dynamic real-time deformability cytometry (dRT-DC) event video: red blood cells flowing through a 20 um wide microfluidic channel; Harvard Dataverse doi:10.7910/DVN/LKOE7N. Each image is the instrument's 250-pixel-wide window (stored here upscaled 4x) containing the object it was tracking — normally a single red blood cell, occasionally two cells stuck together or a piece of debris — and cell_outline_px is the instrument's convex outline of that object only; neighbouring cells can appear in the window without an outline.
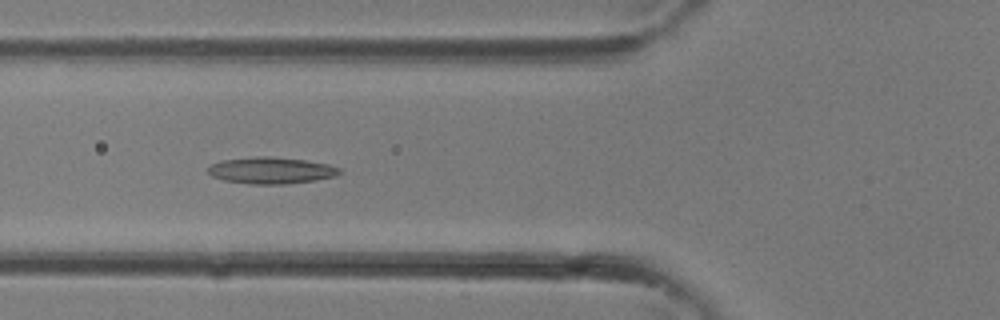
{"species": "common noctule bat (a hibernating species)", "species_latin": "Nyctalus noctula", "temperature_condition": "room temperature", "stored_images_in_passage": 25, "camera_frame_rate_fps": 3000, "um_per_image_px": 0.085, "animal": {"sex": "female"}, "frame": {"image": 1, "passage_image": 4, "time_ms": 1.0, "image_size_px": [1000, 320], "cell_outline_px": [[340, 172], [336, 176], [316, 180], [284, 184], [252, 184], [224, 180], [212, 176], [208, 172], [208, 168], [212, 164], [224, 160], [260, 156], [268, 156], [304, 160], [328, 164], [340, 168]], "centroid_in_image_um": [23.06, 14.49], "position_along_channel_um": 102.7, "area_um2": 20.11}}
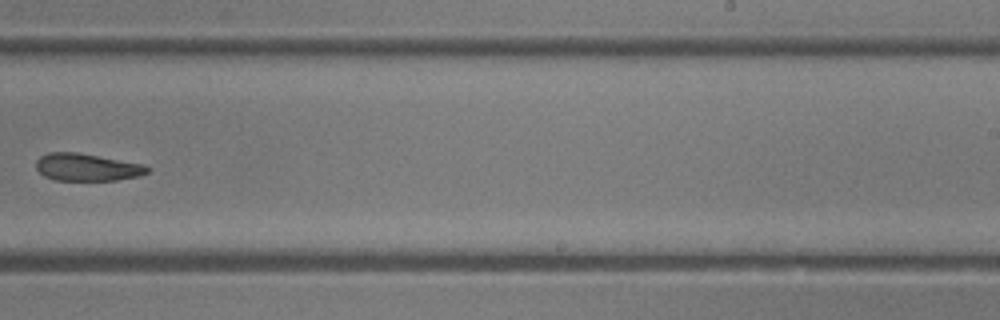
{"frame": {"image": 2, "passage_image": 13, "time_ms": 4.0, "image_size_px": [1000, 320], "cell_outline_px": [[152, 168], [148, 172], [140, 176], [116, 180], [52, 180], [44, 176], [36, 168], [36, 160], [40, 156], [48, 152], [76, 152], [144, 164]], "centroid_in_image_um": [7.4, 14.21], "position_along_channel_um": 281.6, "area_um2": 17.86}}
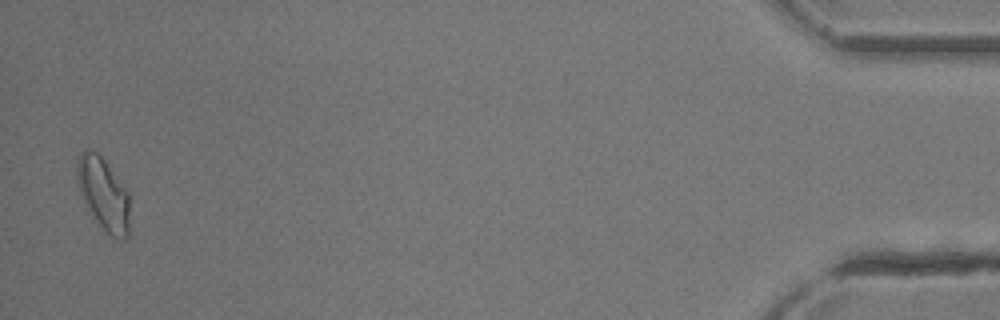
{"frame": {"image": 3, "passage_image": 25, "time_ms": 8.0, "image_size_px": [1000, 320], "cell_outline_px": [[128, 236], [124, 240], [116, 240], [92, 216], [84, 204], [80, 192], [76, 172], [76, 160], [80, 152], [84, 148], [88, 148], [96, 152], [104, 160], [128, 188]], "centroid_in_image_um": [8.78, 16.44], "position_along_channel_um": 426.4, "area_um2": 22.43}}